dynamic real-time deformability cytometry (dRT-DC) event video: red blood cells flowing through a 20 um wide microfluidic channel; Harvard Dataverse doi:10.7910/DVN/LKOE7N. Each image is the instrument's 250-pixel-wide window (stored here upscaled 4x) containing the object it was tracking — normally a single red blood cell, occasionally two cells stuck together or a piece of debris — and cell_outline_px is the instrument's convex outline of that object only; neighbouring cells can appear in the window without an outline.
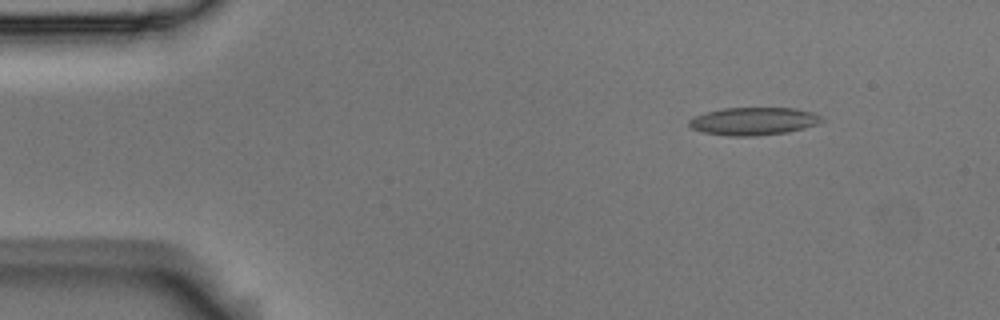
{"species": "Egyptian fruit bat (a non-hibernating species)", "species_latin": "Rousettus aegyptiacus", "temperature_condition": "room temperature", "stored_images_in_passage": 4, "camera_frame_rate_fps": 3000, "um_per_image_px": 0.085, "animal": {"sex": "male"}, "frame": {"image": 1, "passage_image": 2, "time_ms": 0.333, "image_size_px": [1000, 320], "cell_outline_px": [[824, 120], [816, 124], [804, 128], [788, 132], [756, 136], [728, 136], [704, 132], [692, 128], [688, 124], [688, 120], [692, 116], [704, 112], [724, 108], [796, 108], [812, 112], [820, 116]], "centroid_in_image_um": [64.02, 10.3], "position_along_channel_um": 21.0, "area_um2": 21.56}}